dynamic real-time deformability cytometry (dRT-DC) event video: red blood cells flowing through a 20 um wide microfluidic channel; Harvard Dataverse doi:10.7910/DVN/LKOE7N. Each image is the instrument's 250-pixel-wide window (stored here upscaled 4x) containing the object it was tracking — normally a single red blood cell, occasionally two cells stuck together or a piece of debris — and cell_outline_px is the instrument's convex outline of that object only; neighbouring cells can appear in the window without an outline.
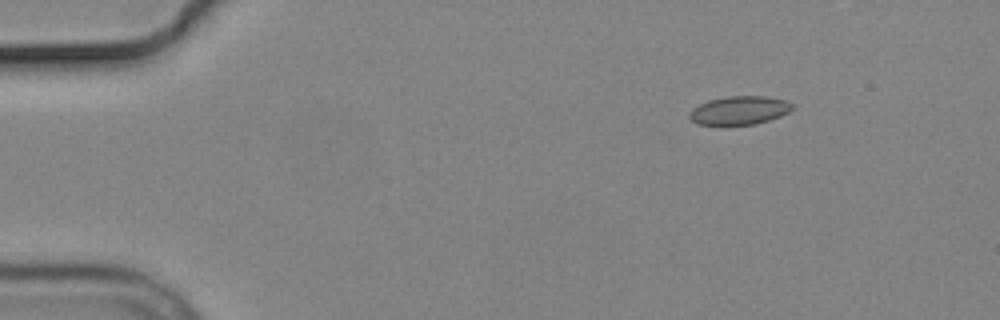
{"species": "common noctule bat (a hibernating species)", "species_latin": "Nyctalus noctula", "temperature_condition": "cold", "stored_images_in_passage": 5, "camera_frame_rate_fps": 3000, "um_per_image_px": 0.085, "animal": {"sex": "male", "body_mass_g": 19.2, "forearm_length_mm": 51.8}, "frame": {"image": 1, "passage_image": 2, "time_ms": 1.667, "image_size_px": [1000, 320], "cell_outline_px": [[792, 108], [788, 112], [780, 116], [756, 124], [696, 124], [688, 116], [688, 112], [692, 108], [708, 100], [728, 96], [764, 96], [788, 100], [792, 104]], "centroid_in_image_um": [62.83, 9.37], "position_along_channel_um": 22.2, "area_um2": 16.99}}
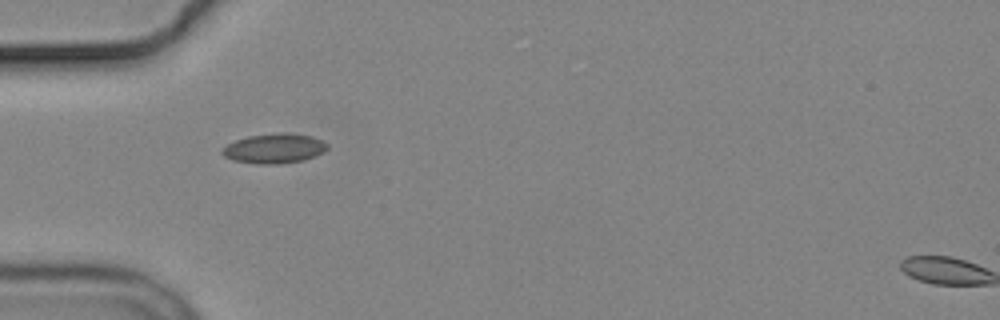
{"frame": {"image": 2, "passage_image": 4, "time_ms": 5.0, "image_size_px": [1000, 320], "cell_outline_px": [[328, 148], [324, 152], [304, 160], [280, 164], [256, 164], [232, 160], [224, 156], [220, 152], [228, 144], [236, 140], [248, 136], [280, 132], [284, 132], [312, 136], [328, 144]], "centroid_in_image_um": [23.32, 12.62], "position_along_channel_um": 61.7, "area_um2": 18.26}}
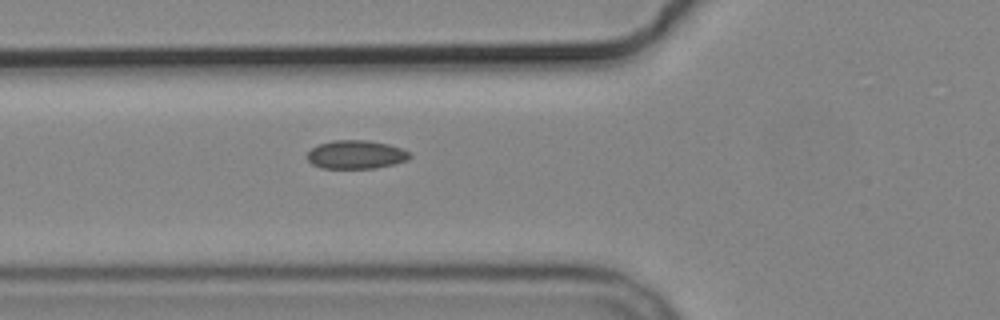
{"frame": {"image": 3, "passage_image": 5, "time_ms": 6.0, "image_size_px": [1000, 320], "cell_outline_px": [[412, 156], [408, 160], [376, 168], [320, 168], [312, 164], [304, 156], [312, 148], [320, 144], [332, 140], [368, 140], [388, 144], [412, 152]], "centroid_in_image_um": [30.26, 13.14], "position_along_channel_um": 95.5, "area_um2": 17.17}}